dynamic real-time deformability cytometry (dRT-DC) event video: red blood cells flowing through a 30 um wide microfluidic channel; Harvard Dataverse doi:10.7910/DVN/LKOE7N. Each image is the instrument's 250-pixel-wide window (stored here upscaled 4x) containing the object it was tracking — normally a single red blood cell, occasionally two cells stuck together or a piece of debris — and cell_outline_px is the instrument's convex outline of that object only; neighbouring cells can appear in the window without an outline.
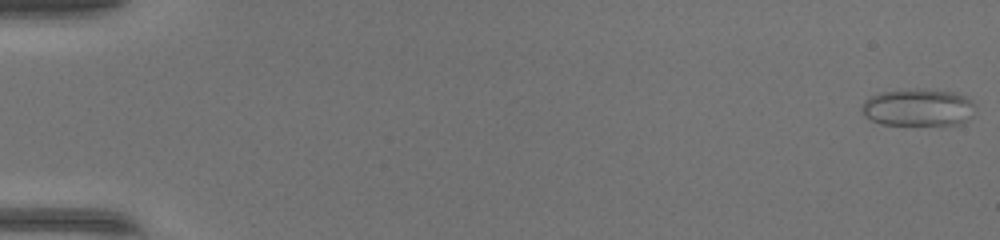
{"species": "common noctule bat (a hibernating species)", "species_latin": "Nyctalus noctula", "temperature_condition": "warm", "stored_images_in_passage": 51, "camera_frame_rate_fps": 3000, "um_per_image_px": 0.085, "animal": {"sex": "female", "body_mass_g": 17.0, "forearm_length_mm": 48.0}, "frame": {"image": 1, "passage_image": 1, "time_ms": 0.0, "image_size_px": [1000, 240], "cell_outline_px": [[972, 104], [960, 120], [956, 124], [884, 124], [872, 120], [864, 112], [864, 104], [872, 96], [884, 92], [952, 92], [968, 100]], "centroid_in_image_um": [77.92, 9.18], "position_along_channel_um": 7.1, "area_um2": 21.85}}
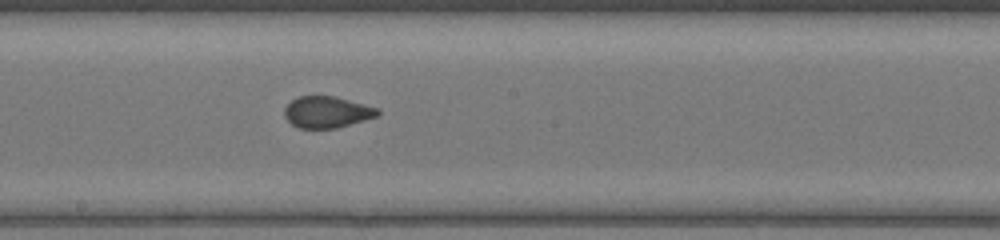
{"frame": {"image": 2, "passage_image": 29, "time_ms": 9.333, "image_size_px": [1000, 240], "cell_outline_px": [[380, 112], [376, 116], [336, 128], [300, 128], [292, 124], [284, 116], [284, 108], [296, 96], [332, 96], [348, 100], [376, 108]], "centroid_in_image_um": [27.72, 9.52], "position_along_channel_um": 220.5, "area_um2": 16.7}}
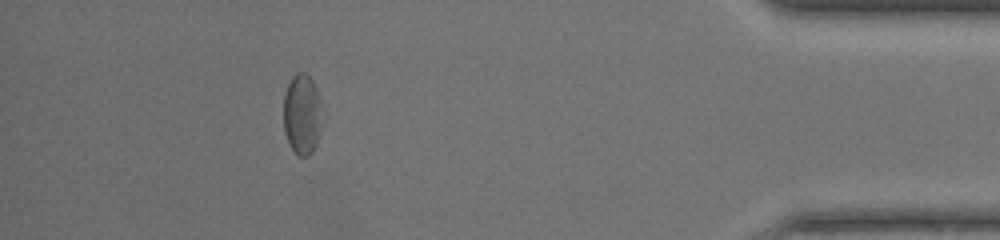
{"frame": {"image": 3, "passage_image": 46, "time_ms": 15.0, "image_size_px": [1000, 240], "cell_outline_px": [[320, 132], [316, 144], [312, 152], [308, 156], [296, 156], [284, 132], [284, 96], [288, 84], [292, 76], [296, 72], [304, 72], [312, 80], [316, 88], [320, 100]], "centroid_in_image_um": [25.66, 9.72], "position_along_channel_um": 409.5, "area_um2": 17.98}, "authors_computed_cell_mechanics": {"area_um2": 17.918, "velocity_mm_per_s": 4.2011, "shape_relaxation_time_tau1_ms": null, "shape_relaxation_time_tau2_ms": 0.7229, "deformation_change_tau1": null, "deformation_change_tau2": 0.0607}}